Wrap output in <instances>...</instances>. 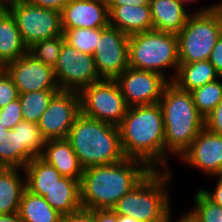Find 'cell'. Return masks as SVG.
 Returning <instances> with one entry per match:
<instances>
[{"mask_svg": "<svg viewBox=\"0 0 222 222\" xmlns=\"http://www.w3.org/2000/svg\"><path fill=\"white\" fill-rule=\"evenodd\" d=\"M151 171L144 161L135 158L85 168L80 180L82 209H112Z\"/></svg>", "mask_w": 222, "mask_h": 222, "instance_id": "obj_1", "label": "cell"}, {"mask_svg": "<svg viewBox=\"0 0 222 222\" xmlns=\"http://www.w3.org/2000/svg\"><path fill=\"white\" fill-rule=\"evenodd\" d=\"M118 127L127 158L142 160L152 170H158V164L160 169L164 167L161 170H166L165 128L159 103L128 107Z\"/></svg>", "mask_w": 222, "mask_h": 222, "instance_id": "obj_2", "label": "cell"}, {"mask_svg": "<svg viewBox=\"0 0 222 222\" xmlns=\"http://www.w3.org/2000/svg\"><path fill=\"white\" fill-rule=\"evenodd\" d=\"M165 128V168L167 154L182 156L205 127V118L194 104L191 92L180 90L170 82L159 101Z\"/></svg>", "mask_w": 222, "mask_h": 222, "instance_id": "obj_3", "label": "cell"}, {"mask_svg": "<svg viewBox=\"0 0 222 222\" xmlns=\"http://www.w3.org/2000/svg\"><path fill=\"white\" fill-rule=\"evenodd\" d=\"M67 140L84 169L127 158L122 149L119 127L82 113L73 123Z\"/></svg>", "mask_w": 222, "mask_h": 222, "instance_id": "obj_4", "label": "cell"}, {"mask_svg": "<svg viewBox=\"0 0 222 222\" xmlns=\"http://www.w3.org/2000/svg\"><path fill=\"white\" fill-rule=\"evenodd\" d=\"M170 177L168 170H152L136 187L119 199L112 210L139 222H166L171 211L166 188L170 184Z\"/></svg>", "mask_w": 222, "mask_h": 222, "instance_id": "obj_5", "label": "cell"}, {"mask_svg": "<svg viewBox=\"0 0 222 222\" xmlns=\"http://www.w3.org/2000/svg\"><path fill=\"white\" fill-rule=\"evenodd\" d=\"M217 3L190 14L177 34L179 63L208 60L222 35V13Z\"/></svg>", "mask_w": 222, "mask_h": 222, "instance_id": "obj_6", "label": "cell"}, {"mask_svg": "<svg viewBox=\"0 0 222 222\" xmlns=\"http://www.w3.org/2000/svg\"><path fill=\"white\" fill-rule=\"evenodd\" d=\"M129 67L158 72L165 76L164 69L174 67L176 73L169 78L172 82L179 67L177 34L149 30L129 36Z\"/></svg>", "mask_w": 222, "mask_h": 222, "instance_id": "obj_7", "label": "cell"}, {"mask_svg": "<svg viewBox=\"0 0 222 222\" xmlns=\"http://www.w3.org/2000/svg\"><path fill=\"white\" fill-rule=\"evenodd\" d=\"M2 5L13 15L27 48L36 42L63 35L61 12L57 10L34 6L26 0H7Z\"/></svg>", "mask_w": 222, "mask_h": 222, "instance_id": "obj_8", "label": "cell"}, {"mask_svg": "<svg viewBox=\"0 0 222 222\" xmlns=\"http://www.w3.org/2000/svg\"><path fill=\"white\" fill-rule=\"evenodd\" d=\"M81 113L119 126L128 106L115 79H101L79 92Z\"/></svg>", "mask_w": 222, "mask_h": 222, "instance_id": "obj_9", "label": "cell"}, {"mask_svg": "<svg viewBox=\"0 0 222 222\" xmlns=\"http://www.w3.org/2000/svg\"><path fill=\"white\" fill-rule=\"evenodd\" d=\"M54 75L60 90L80 92L83 88L101 80L93 55L77 51L63 36L59 59Z\"/></svg>", "mask_w": 222, "mask_h": 222, "instance_id": "obj_10", "label": "cell"}, {"mask_svg": "<svg viewBox=\"0 0 222 222\" xmlns=\"http://www.w3.org/2000/svg\"><path fill=\"white\" fill-rule=\"evenodd\" d=\"M80 113L78 92L57 91L37 123L43 138L46 141L67 139L70 129Z\"/></svg>", "mask_w": 222, "mask_h": 222, "instance_id": "obj_11", "label": "cell"}, {"mask_svg": "<svg viewBox=\"0 0 222 222\" xmlns=\"http://www.w3.org/2000/svg\"><path fill=\"white\" fill-rule=\"evenodd\" d=\"M158 72L128 67L115 80L128 107L158 104L170 83Z\"/></svg>", "mask_w": 222, "mask_h": 222, "instance_id": "obj_12", "label": "cell"}, {"mask_svg": "<svg viewBox=\"0 0 222 222\" xmlns=\"http://www.w3.org/2000/svg\"><path fill=\"white\" fill-rule=\"evenodd\" d=\"M129 36L119 29L102 28L93 53L95 67L101 79H116L128 67Z\"/></svg>", "mask_w": 222, "mask_h": 222, "instance_id": "obj_13", "label": "cell"}, {"mask_svg": "<svg viewBox=\"0 0 222 222\" xmlns=\"http://www.w3.org/2000/svg\"><path fill=\"white\" fill-rule=\"evenodd\" d=\"M3 69L11 77L19 94L42 90H60L53 67L36 61L28 53L8 63Z\"/></svg>", "mask_w": 222, "mask_h": 222, "instance_id": "obj_14", "label": "cell"}, {"mask_svg": "<svg viewBox=\"0 0 222 222\" xmlns=\"http://www.w3.org/2000/svg\"><path fill=\"white\" fill-rule=\"evenodd\" d=\"M7 168L24 167L35 157H40L46 140L38 125L22 120L13 129H8Z\"/></svg>", "mask_w": 222, "mask_h": 222, "instance_id": "obj_15", "label": "cell"}, {"mask_svg": "<svg viewBox=\"0 0 222 222\" xmlns=\"http://www.w3.org/2000/svg\"><path fill=\"white\" fill-rule=\"evenodd\" d=\"M180 158L210 176L222 175V136L204 127Z\"/></svg>", "mask_w": 222, "mask_h": 222, "instance_id": "obj_16", "label": "cell"}, {"mask_svg": "<svg viewBox=\"0 0 222 222\" xmlns=\"http://www.w3.org/2000/svg\"><path fill=\"white\" fill-rule=\"evenodd\" d=\"M109 25L107 0H71L61 11L62 30L106 28Z\"/></svg>", "mask_w": 222, "mask_h": 222, "instance_id": "obj_17", "label": "cell"}, {"mask_svg": "<svg viewBox=\"0 0 222 222\" xmlns=\"http://www.w3.org/2000/svg\"><path fill=\"white\" fill-rule=\"evenodd\" d=\"M40 158L52 165L62 176L81 180L84 168L67 139L47 140Z\"/></svg>", "mask_w": 222, "mask_h": 222, "instance_id": "obj_18", "label": "cell"}, {"mask_svg": "<svg viewBox=\"0 0 222 222\" xmlns=\"http://www.w3.org/2000/svg\"><path fill=\"white\" fill-rule=\"evenodd\" d=\"M190 0H150L153 29L178 34L185 26L189 14L185 4Z\"/></svg>", "mask_w": 222, "mask_h": 222, "instance_id": "obj_19", "label": "cell"}, {"mask_svg": "<svg viewBox=\"0 0 222 222\" xmlns=\"http://www.w3.org/2000/svg\"><path fill=\"white\" fill-rule=\"evenodd\" d=\"M110 26L115 27L128 36L153 30L150 5L108 6Z\"/></svg>", "mask_w": 222, "mask_h": 222, "instance_id": "obj_20", "label": "cell"}, {"mask_svg": "<svg viewBox=\"0 0 222 222\" xmlns=\"http://www.w3.org/2000/svg\"><path fill=\"white\" fill-rule=\"evenodd\" d=\"M28 53L13 15L0 4V65L10 62Z\"/></svg>", "mask_w": 222, "mask_h": 222, "instance_id": "obj_21", "label": "cell"}, {"mask_svg": "<svg viewBox=\"0 0 222 222\" xmlns=\"http://www.w3.org/2000/svg\"><path fill=\"white\" fill-rule=\"evenodd\" d=\"M44 199L62 216L75 213L82 209L80 201V180L62 177L48 191Z\"/></svg>", "mask_w": 222, "mask_h": 222, "instance_id": "obj_22", "label": "cell"}, {"mask_svg": "<svg viewBox=\"0 0 222 222\" xmlns=\"http://www.w3.org/2000/svg\"><path fill=\"white\" fill-rule=\"evenodd\" d=\"M222 79L208 60L180 63L172 81L180 90L191 92L212 81Z\"/></svg>", "mask_w": 222, "mask_h": 222, "instance_id": "obj_23", "label": "cell"}, {"mask_svg": "<svg viewBox=\"0 0 222 222\" xmlns=\"http://www.w3.org/2000/svg\"><path fill=\"white\" fill-rule=\"evenodd\" d=\"M26 189L44 197L63 177L52 165L40 157L32 159L23 169Z\"/></svg>", "mask_w": 222, "mask_h": 222, "instance_id": "obj_24", "label": "cell"}, {"mask_svg": "<svg viewBox=\"0 0 222 222\" xmlns=\"http://www.w3.org/2000/svg\"><path fill=\"white\" fill-rule=\"evenodd\" d=\"M20 173L19 168H3L0 171V214L18 213L26 189V179H22Z\"/></svg>", "mask_w": 222, "mask_h": 222, "instance_id": "obj_25", "label": "cell"}, {"mask_svg": "<svg viewBox=\"0 0 222 222\" xmlns=\"http://www.w3.org/2000/svg\"><path fill=\"white\" fill-rule=\"evenodd\" d=\"M18 214L23 222H59L62 217L44 197L27 189L22 194Z\"/></svg>", "mask_w": 222, "mask_h": 222, "instance_id": "obj_26", "label": "cell"}, {"mask_svg": "<svg viewBox=\"0 0 222 222\" xmlns=\"http://www.w3.org/2000/svg\"><path fill=\"white\" fill-rule=\"evenodd\" d=\"M57 91L59 90H42L19 94L23 120L37 124Z\"/></svg>", "mask_w": 222, "mask_h": 222, "instance_id": "obj_27", "label": "cell"}, {"mask_svg": "<svg viewBox=\"0 0 222 222\" xmlns=\"http://www.w3.org/2000/svg\"><path fill=\"white\" fill-rule=\"evenodd\" d=\"M199 113L206 118L222 101V82L212 81L191 91Z\"/></svg>", "mask_w": 222, "mask_h": 222, "instance_id": "obj_28", "label": "cell"}, {"mask_svg": "<svg viewBox=\"0 0 222 222\" xmlns=\"http://www.w3.org/2000/svg\"><path fill=\"white\" fill-rule=\"evenodd\" d=\"M62 31L65 41L77 51L93 55L100 39L102 28H71Z\"/></svg>", "mask_w": 222, "mask_h": 222, "instance_id": "obj_29", "label": "cell"}, {"mask_svg": "<svg viewBox=\"0 0 222 222\" xmlns=\"http://www.w3.org/2000/svg\"><path fill=\"white\" fill-rule=\"evenodd\" d=\"M62 44L63 35L45 39L31 45L28 48V54L36 61H40L54 68L59 59Z\"/></svg>", "mask_w": 222, "mask_h": 222, "instance_id": "obj_30", "label": "cell"}, {"mask_svg": "<svg viewBox=\"0 0 222 222\" xmlns=\"http://www.w3.org/2000/svg\"><path fill=\"white\" fill-rule=\"evenodd\" d=\"M194 195L195 207L190 213L198 222H222V208L209 200L201 190Z\"/></svg>", "mask_w": 222, "mask_h": 222, "instance_id": "obj_31", "label": "cell"}, {"mask_svg": "<svg viewBox=\"0 0 222 222\" xmlns=\"http://www.w3.org/2000/svg\"><path fill=\"white\" fill-rule=\"evenodd\" d=\"M23 120L19 98L0 108V123L6 129H13Z\"/></svg>", "mask_w": 222, "mask_h": 222, "instance_id": "obj_32", "label": "cell"}, {"mask_svg": "<svg viewBox=\"0 0 222 222\" xmlns=\"http://www.w3.org/2000/svg\"><path fill=\"white\" fill-rule=\"evenodd\" d=\"M19 93L11 77L2 68L0 69V108L18 99Z\"/></svg>", "mask_w": 222, "mask_h": 222, "instance_id": "obj_33", "label": "cell"}, {"mask_svg": "<svg viewBox=\"0 0 222 222\" xmlns=\"http://www.w3.org/2000/svg\"><path fill=\"white\" fill-rule=\"evenodd\" d=\"M205 127L220 136H222V101L205 118Z\"/></svg>", "mask_w": 222, "mask_h": 222, "instance_id": "obj_34", "label": "cell"}, {"mask_svg": "<svg viewBox=\"0 0 222 222\" xmlns=\"http://www.w3.org/2000/svg\"><path fill=\"white\" fill-rule=\"evenodd\" d=\"M59 222H94V210L80 209L75 213L62 216Z\"/></svg>", "mask_w": 222, "mask_h": 222, "instance_id": "obj_35", "label": "cell"}, {"mask_svg": "<svg viewBox=\"0 0 222 222\" xmlns=\"http://www.w3.org/2000/svg\"><path fill=\"white\" fill-rule=\"evenodd\" d=\"M208 61L214 66L219 75L222 76V35L213 47Z\"/></svg>", "mask_w": 222, "mask_h": 222, "instance_id": "obj_36", "label": "cell"}, {"mask_svg": "<svg viewBox=\"0 0 222 222\" xmlns=\"http://www.w3.org/2000/svg\"><path fill=\"white\" fill-rule=\"evenodd\" d=\"M29 4L54 9L59 12L71 1V0H26Z\"/></svg>", "mask_w": 222, "mask_h": 222, "instance_id": "obj_37", "label": "cell"}, {"mask_svg": "<svg viewBox=\"0 0 222 222\" xmlns=\"http://www.w3.org/2000/svg\"><path fill=\"white\" fill-rule=\"evenodd\" d=\"M94 222H118V214L112 209L94 210Z\"/></svg>", "mask_w": 222, "mask_h": 222, "instance_id": "obj_38", "label": "cell"}, {"mask_svg": "<svg viewBox=\"0 0 222 222\" xmlns=\"http://www.w3.org/2000/svg\"><path fill=\"white\" fill-rule=\"evenodd\" d=\"M217 177L218 182L214 191L211 192L203 189L200 190L209 200H211L215 204H218L222 208V175Z\"/></svg>", "mask_w": 222, "mask_h": 222, "instance_id": "obj_39", "label": "cell"}, {"mask_svg": "<svg viewBox=\"0 0 222 222\" xmlns=\"http://www.w3.org/2000/svg\"><path fill=\"white\" fill-rule=\"evenodd\" d=\"M108 6H121V5H132V6H142L150 5V0H107Z\"/></svg>", "mask_w": 222, "mask_h": 222, "instance_id": "obj_40", "label": "cell"}, {"mask_svg": "<svg viewBox=\"0 0 222 222\" xmlns=\"http://www.w3.org/2000/svg\"><path fill=\"white\" fill-rule=\"evenodd\" d=\"M8 139V136L0 137V164L4 168H7Z\"/></svg>", "mask_w": 222, "mask_h": 222, "instance_id": "obj_41", "label": "cell"}, {"mask_svg": "<svg viewBox=\"0 0 222 222\" xmlns=\"http://www.w3.org/2000/svg\"><path fill=\"white\" fill-rule=\"evenodd\" d=\"M0 222H23L18 213L0 214Z\"/></svg>", "mask_w": 222, "mask_h": 222, "instance_id": "obj_42", "label": "cell"}, {"mask_svg": "<svg viewBox=\"0 0 222 222\" xmlns=\"http://www.w3.org/2000/svg\"><path fill=\"white\" fill-rule=\"evenodd\" d=\"M170 215H171V213H169L166 222H171ZM176 222H198V221L189 212V213L185 214L184 216L180 217L179 220Z\"/></svg>", "mask_w": 222, "mask_h": 222, "instance_id": "obj_43", "label": "cell"}, {"mask_svg": "<svg viewBox=\"0 0 222 222\" xmlns=\"http://www.w3.org/2000/svg\"><path fill=\"white\" fill-rule=\"evenodd\" d=\"M118 222H139V221L130 216L118 215Z\"/></svg>", "mask_w": 222, "mask_h": 222, "instance_id": "obj_44", "label": "cell"}, {"mask_svg": "<svg viewBox=\"0 0 222 222\" xmlns=\"http://www.w3.org/2000/svg\"><path fill=\"white\" fill-rule=\"evenodd\" d=\"M8 134V129L5 128V126H3L0 123V137H5Z\"/></svg>", "mask_w": 222, "mask_h": 222, "instance_id": "obj_45", "label": "cell"}, {"mask_svg": "<svg viewBox=\"0 0 222 222\" xmlns=\"http://www.w3.org/2000/svg\"><path fill=\"white\" fill-rule=\"evenodd\" d=\"M216 7L221 11V13H222V3H218L217 5H216Z\"/></svg>", "mask_w": 222, "mask_h": 222, "instance_id": "obj_46", "label": "cell"}, {"mask_svg": "<svg viewBox=\"0 0 222 222\" xmlns=\"http://www.w3.org/2000/svg\"><path fill=\"white\" fill-rule=\"evenodd\" d=\"M5 1H7V0H0V4L4 3Z\"/></svg>", "mask_w": 222, "mask_h": 222, "instance_id": "obj_47", "label": "cell"}, {"mask_svg": "<svg viewBox=\"0 0 222 222\" xmlns=\"http://www.w3.org/2000/svg\"><path fill=\"white\" fill-rule=\"evenodd\" d=\"M4 167L0 164V171L3 169Z\"/></svg>", "mask_w": 222, "mask_h": 222, "instance_id": "obj_48", "label": "cell"}]
</instances>
